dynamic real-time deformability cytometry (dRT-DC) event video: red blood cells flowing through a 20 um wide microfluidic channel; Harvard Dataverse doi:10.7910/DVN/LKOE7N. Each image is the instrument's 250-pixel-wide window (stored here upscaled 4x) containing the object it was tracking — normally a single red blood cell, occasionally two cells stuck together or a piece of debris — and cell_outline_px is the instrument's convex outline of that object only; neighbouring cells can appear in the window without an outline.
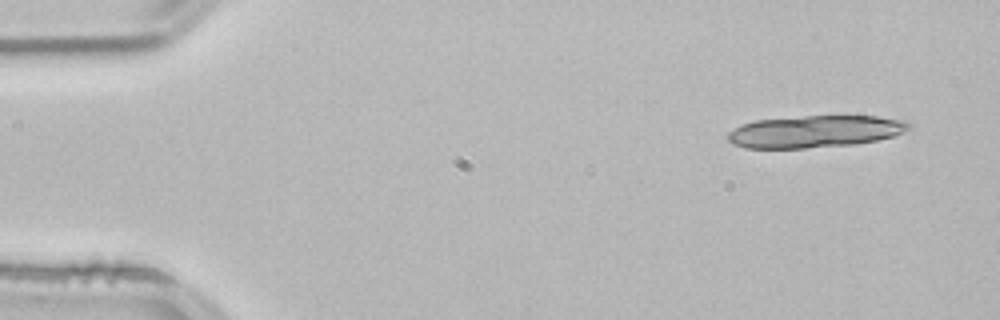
{"species": "common noctule bat (a hibernating species)", "species_latin": "Nyctalus noctula", "temperature_condition": "room temperature", "stored_images_in_passage": 17, "camera_frame_rate_fps": 3000, "um_per_image_px": 0.085, "animal": {"sex": "male", "body_mass_g": 21.5, "forearm_length_mm": 52.0}, "frame": {"image": 1, "passage_image": 3, "time_ms": 0.667, "image_size_px": [1000, 320], "cell_outline_px": [[912, 128], [892, 136], [876, 140], [856, 144], [804, 148], [744, 148], [732, 144], [724, 136], [728, 132], [744, 124], [756, 120], [804, 116], [876, 116], [904, 120], [912, 124]], "centroid_in_image_um": [69.26, 11.18], "position_along_channel_um": 15.7, "area_um2": 33.87}}